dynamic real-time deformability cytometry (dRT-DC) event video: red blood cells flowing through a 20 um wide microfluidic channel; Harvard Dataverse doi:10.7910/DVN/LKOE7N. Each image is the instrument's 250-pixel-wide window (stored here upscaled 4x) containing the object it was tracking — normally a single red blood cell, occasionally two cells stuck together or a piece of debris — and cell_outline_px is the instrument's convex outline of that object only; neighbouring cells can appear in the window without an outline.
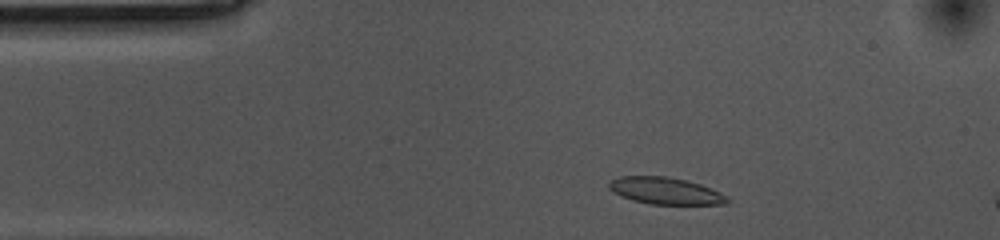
{"species": "common noctule bat (a hibernating species)", "species_latin": "Nyctalus noctula", "temperature_condition": "cold", "stored_images_in_passage": 9, "camera_frame_rate_fps": 3000, "um_per_image_px": 0.085, "animal": {"sex": "female", "body_mass_g": 10.0, "forearm_length_mm": 53.1}, "frame": {"image": 1, "passage_image": 3, "time_ms": 0.667, "image_size_px": [1000, 240], "cell_outline_px": [[728, 204], [652, 204], [632, 200], [612, 192], [608, 188], [608, 184], [612, 180], [620, 176], [668, 176], [700, 184], [720, 192], [728, 196]], "centroid_in_image_um": [56.55, 16.22], "position_along_channel_um": 28.4, "area_um2": 18.44}}